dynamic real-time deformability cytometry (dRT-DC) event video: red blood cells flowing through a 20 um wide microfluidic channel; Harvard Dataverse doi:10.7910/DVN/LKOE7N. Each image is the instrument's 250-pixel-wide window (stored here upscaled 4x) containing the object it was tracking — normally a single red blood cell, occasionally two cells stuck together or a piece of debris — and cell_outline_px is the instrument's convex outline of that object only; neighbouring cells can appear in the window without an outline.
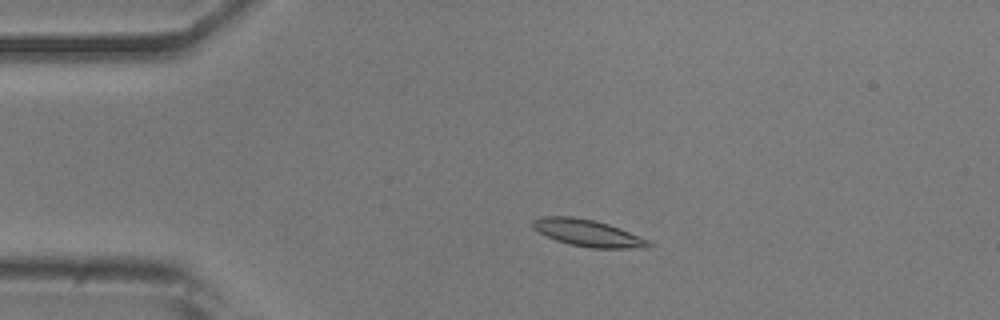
{"species": "common noctule bat (a hibernating species)", "species_latin": "Nyctalus noctula", "temperature_condition": "room temperature", "stored_images_in_passage": 51, "camera_frame_rate_fps": 3000, "um_per_image_px": 0.085, "animal": {"sex": "male", "body_mass_g": 20.5, "forearm_length_mm": 52.5}, "frame": {"image": 1, "passage_image": 10, "time_ms": 3.0, "image_size_px": [1000, 320], "cell_outline_px": [[652, 244], [648, 248], [592, 248], [572, 244], [556, 240], [532, 228], [532, 220], [544, 216], [572, 216], [596, 220], [620, 228], [648, 240]], "centroid_in_image_um": [49.97, 19.79], "position_along_channel_um": 35.0, "area_um2": 17.98}}
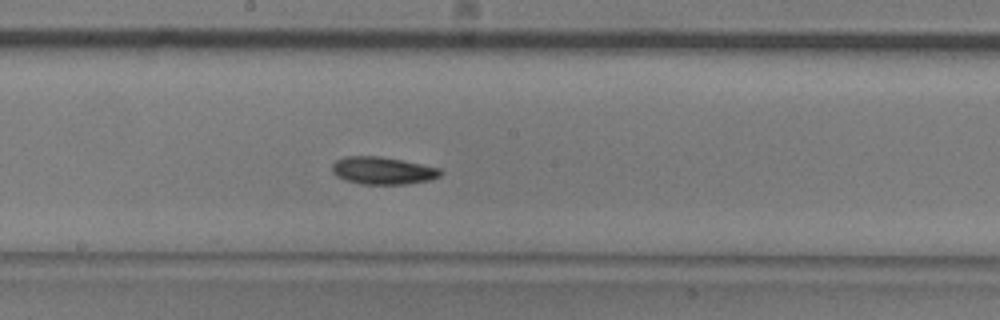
{"frame": {"image": 2, "passage_image": 27, "time_ms": 8.667, "image_size_px": [1000, 320], "cell_outline_px": [[444, 172], [440, 176], [432, 180], [404, 184], [360, 184], [344, 180], [336, 176], [332, 172], [332, 164], [336, 160], [344, 156], [380, 156], [440, 168]], "centroid_in_image_um": [32.52, 14.51], "position_along_channel_um": 215.7, "area_um2": 17.46}}
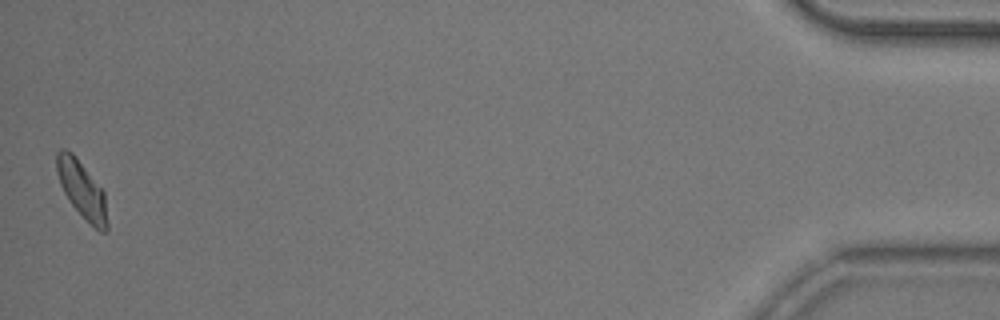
{"frame": {"image": 3, "passage_image": 51, "time_ms": 16.667, "image_size_px": [1000, 320], "cell_outline_px": [[108, 228], [104, 232], [100, 232], [68, 200], [60, 184], [56, 172], [56, 152], [60, 148], [64, 148], [72, 152], [104, 192], [108, 224]], "centroid_in_image_um": [6.94, 16.08], "position_along_channel_um": 428.3, "area_um2": 16.47}, "authors_computed_cell_mechanics": {"area_um2": 17.1088, "velocity_mm_per_s": 3.8297, "shape_relaxation_time_tau1_ms": 3.3861, "shape_relaxation_time_tau2_ms": null, "deformation_change_tau1": 0.1092, "deformation_change_tau2": null}}